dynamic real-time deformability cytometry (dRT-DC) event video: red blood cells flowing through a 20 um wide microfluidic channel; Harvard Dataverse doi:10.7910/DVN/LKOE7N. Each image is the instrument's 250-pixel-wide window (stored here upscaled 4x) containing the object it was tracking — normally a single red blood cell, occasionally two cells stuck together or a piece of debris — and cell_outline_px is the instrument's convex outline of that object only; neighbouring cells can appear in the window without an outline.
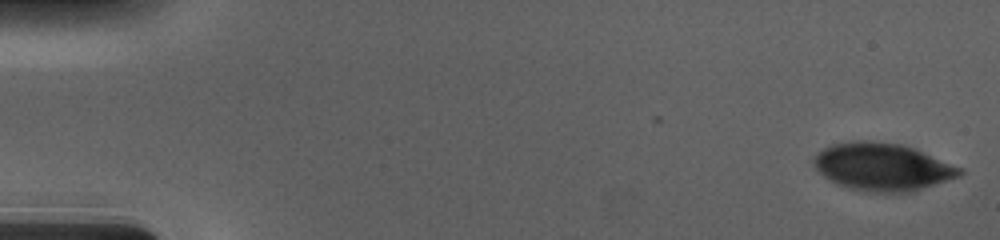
{"species": "human", "species_latin": "Homo sapiens", "temperature_condition": "cold", "stored_images_in_passage": 56, "camera_frame_rate_fps": 3000, "um_per_image_px": 0.085, "donor": {"sex": "male"}, "frame": {"image": 1, "passage_image": 1, "time_ms": 0.0, "image_size_px": [1000, 240], "cell_outline_px": [[964, 172], [960, 176], [912, 192], [864, 192], [848, 188], [836, 184], [824, 176], [816, 168], [812, 160], [824, 148], [832, 144], [852, 140], [872, 140], [904, 144], [916, 148], [964, 168]], "centroid_in_image_um": [75.05, 14.17], "position_along_channel_um": 9.9, "area_um2": 40.98}}
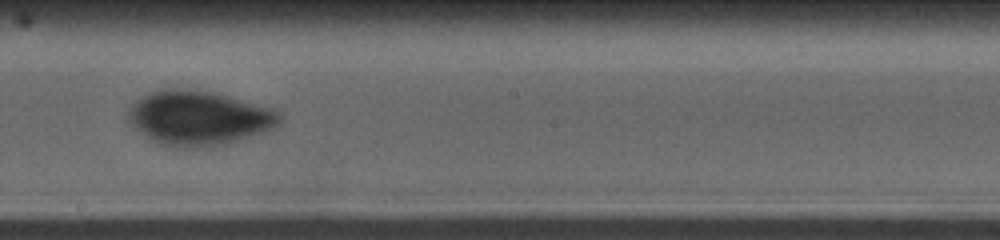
{"frame": {"image": 2, "passage_image": 32, "time_ms": 10.333, "image_size_px": [1000, 240], "cell_outline_px": [[280, 124], [276, 128], [252, 136], [224, 144], [200, 148], [180, 148], [156, 144], [140, 132], [128, 120], [128, 108], [136, 100], [152, 92], [168, 88], [188, 88], [216, 92], [272, 108], [280, 112]], "centroid_in_image_um": [16.91, 10.03], "position_along_channel_um": 231.3, "area_um2": 48.49}}
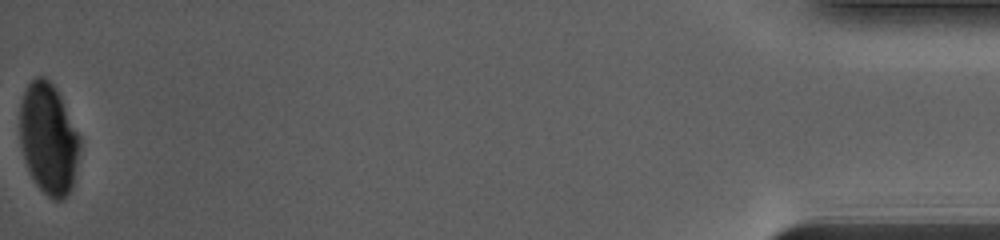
{"frame": {"image": 3, "passage_image": 56, "time_ms": 18.333, "image_size_px": [1000, 240], "cell_outline_px": [[80, 152], [72, 188], [64, 200], [52, 200], [36, 184], [28, 172], [24, 160], [20, 144], [20, 104], [24, 92], [28, 84], [36, 76], [44, 76], [56, 88], [80, 136]], "centroid_in_image_um": [4.12, 11.82], "position_along_channel_um": 431.1, "area_um2": 39.13}, "authors_computed_cell_mechanics": {"area_um2": 44.0725, "velocity_mm_per_s": 3.6837, "shape_relaxation_time_tau1_ms": 4.5113, "shape_relaxation_time_tau2_ms": null, "deformation_change_tau1": 0.1134, "deformation_change_tau2": null}}